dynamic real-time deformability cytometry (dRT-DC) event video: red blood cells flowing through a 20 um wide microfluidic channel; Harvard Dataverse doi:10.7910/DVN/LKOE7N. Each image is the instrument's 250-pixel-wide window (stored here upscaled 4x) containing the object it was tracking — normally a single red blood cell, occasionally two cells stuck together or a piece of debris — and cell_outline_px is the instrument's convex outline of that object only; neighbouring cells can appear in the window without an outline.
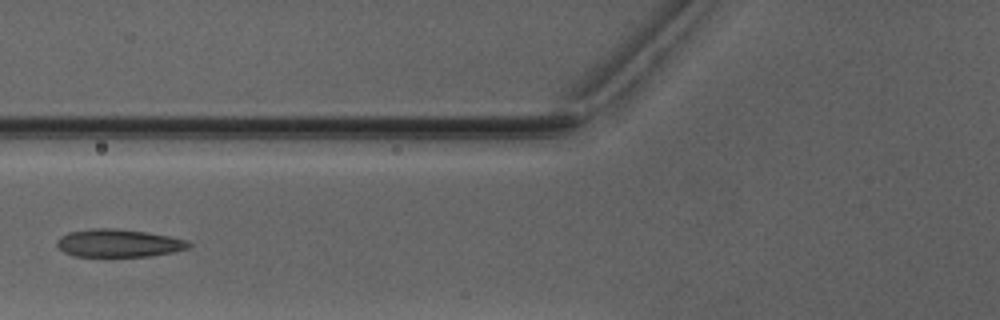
{"species": "Egyptian fruit bat (a non-hibernating species)", "species_latin": "Rousettus aegyptiacus", "temperature_condition": "warm", "stored_images_in_passage": 6, "camera_frame_rate_fps": 3000, "um_per_image_px": 0.085, "animal": {"sex": "male"}, "frame": {"image": 1, "passage_image": 5, "time_ms": 6.0, "image_size_px": [1000, 320], "cell_outline_px": [[192, 244], [188, 248], [172, 252], [152, 256], [76, 256], [64, 252], [56, 244], [56, 240], [60, 236], [68, 232], [92, 228], [116, 228], [148, 232], [188, 240]], "centroid_in_image_um": [10.08, 20.65], "position_along_channel_um": 115.7, "area_um2": 21.44}}
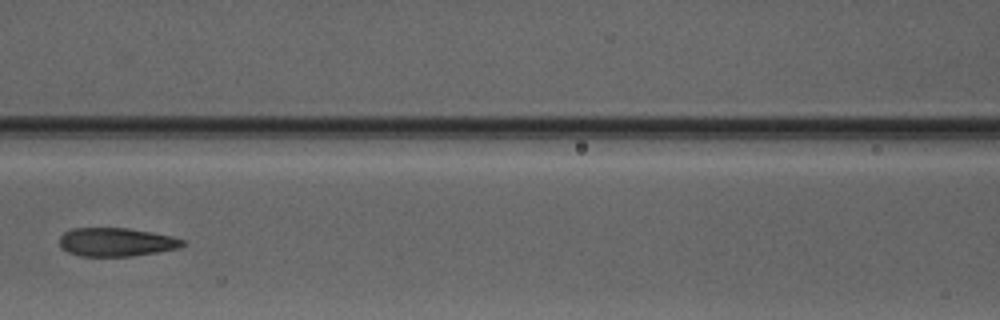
{"frame": {"image": 2, "passage_image": 6, "time_ms": 7.0, "image_size_px": [1000, 320], "cell_outline_px": [[184, 244], [176, 248], [156, 252], [128, 256], [80, 256], [68, 252], [60, 244], [60, 236], [64, 232], [72, 228], [128, 228], [152, 232], [172, 236], [184, 240]], "centroid_in_image_um": [9.86, 20.56], "position_along_channel_um": 156.7, "area_um2": 20.23}}